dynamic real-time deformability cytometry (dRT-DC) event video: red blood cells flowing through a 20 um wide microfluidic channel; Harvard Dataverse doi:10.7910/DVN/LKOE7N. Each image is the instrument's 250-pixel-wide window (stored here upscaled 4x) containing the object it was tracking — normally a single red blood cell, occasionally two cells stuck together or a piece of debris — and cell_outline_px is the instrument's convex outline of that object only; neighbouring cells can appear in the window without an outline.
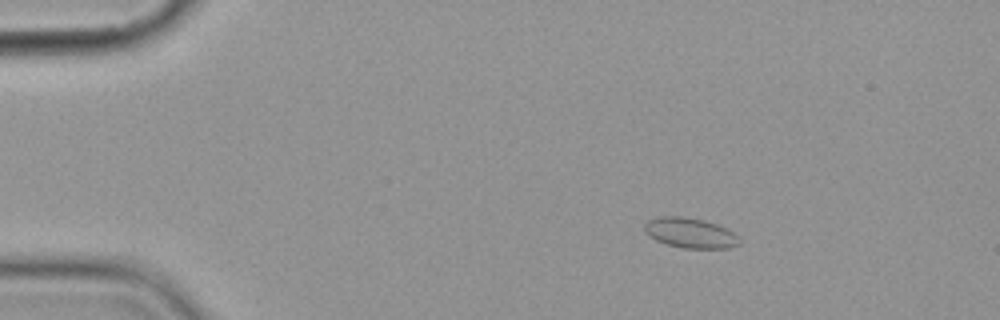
{"species": "common noctule bat (a hibernating species)", "species_latin": "Nyctalus noctula", "temperature_condition": "cold", "stored_images_in_passage": 4, "camera_frame_rate_fps": 3000, "um_per_image_px": 0.085, "animal": {"sex": "female", "body_mass_g": 19.9}, "frame": {"image": 1, "passage_image": 2, "time_ms": 1.333, "image_size_px": [1000, 320], "cell_outline_px": [[740, 244], [732, 248], [684, 248], [668, 244], [656, 240], [644, 232], [644, 224], [648, 220], [660, 216], [684, 216], [704, 220], [728, 228], [740, 240]], "centroid_in_image_um": [58.67, 19.79], "position_along_channel_um": 26.3, "area_um2": 16.7}}